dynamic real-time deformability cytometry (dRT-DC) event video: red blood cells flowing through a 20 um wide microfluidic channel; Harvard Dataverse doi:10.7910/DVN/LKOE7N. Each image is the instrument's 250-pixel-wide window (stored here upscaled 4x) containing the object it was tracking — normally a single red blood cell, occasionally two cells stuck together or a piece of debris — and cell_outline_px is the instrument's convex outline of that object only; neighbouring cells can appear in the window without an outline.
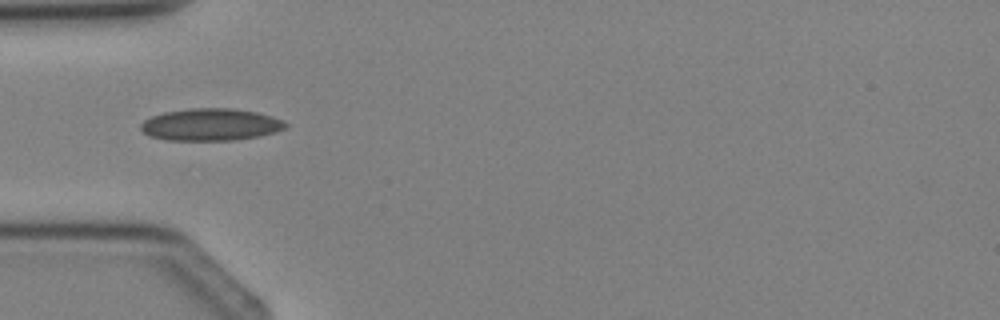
{"species": "Egyptian fruit bat (a non-hibernating species)", "species_latin": "Rousettus aegyptiacus", "temperature_condition": "cold", "stored_images_in_passage": 2, "camera_frame_rate_fps": 3000, "um_per_image_px": 0.085, "animal": {"sex": "female"}, "frame": {"image": 1, "passage_image": 2, "time_ms": 1.333, "image_size_px": [1000, 320], "cell_outline_px": [[288, 124], [284, 128], [276, 132], [260, 136], [232, 140], [168, 140], [148, 136], [140, 128], [140, 124], [144, 120], [152, 116], [164, 112], [192, 108], [232, 108], [256, 112], [272, 116], [284, 120]], "centroid_in_image_um": [17.91, 10.59], "position_along_channel_um": 67.1, "area_um2": 27.17}}